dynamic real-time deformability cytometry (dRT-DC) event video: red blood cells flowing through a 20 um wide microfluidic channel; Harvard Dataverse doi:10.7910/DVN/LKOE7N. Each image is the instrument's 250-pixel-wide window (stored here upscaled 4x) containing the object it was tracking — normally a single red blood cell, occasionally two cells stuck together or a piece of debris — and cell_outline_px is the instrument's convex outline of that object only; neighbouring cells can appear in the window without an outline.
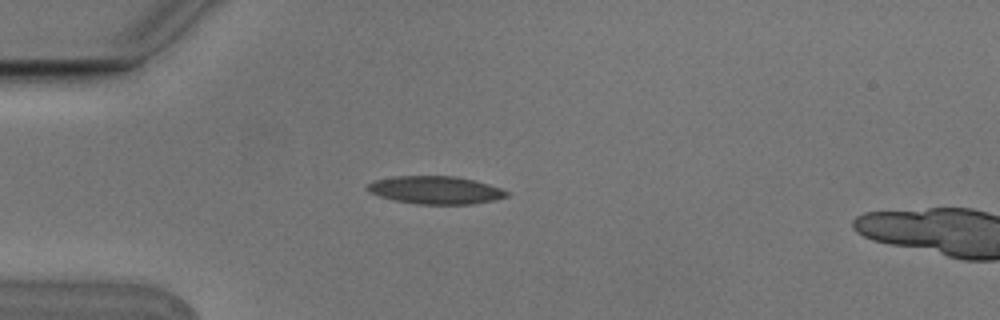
{"species": "Egyptian fruit bat (a non-hibernating species)", "species_latin": "Rousettus aegyptiacus", "temperature_condition": "cold", "stored_images_in_passage": 4, "camera_frame_rate_fps": 3000, "um_per_image_px": 0.085, "animal": {"sex": "male"}, "frame": {"image": 1, "passage_image": 3, "time_ms": 0.667, "image_size_px": [1000, 320], "cell_outline_px": [[508, 196], [492, 200], [472, 204], [416, 204], [396, 200], [380, 196], [368, 192], [364, 188], [368, 184], [376, 180], [392, 176], [456, 176], [476, 180], [500, 188], [508, 192]], "centroid_in_image_um": [36.99, 16.15], "position_along_channel_um": 48.0, "area_um2": 22.54}}